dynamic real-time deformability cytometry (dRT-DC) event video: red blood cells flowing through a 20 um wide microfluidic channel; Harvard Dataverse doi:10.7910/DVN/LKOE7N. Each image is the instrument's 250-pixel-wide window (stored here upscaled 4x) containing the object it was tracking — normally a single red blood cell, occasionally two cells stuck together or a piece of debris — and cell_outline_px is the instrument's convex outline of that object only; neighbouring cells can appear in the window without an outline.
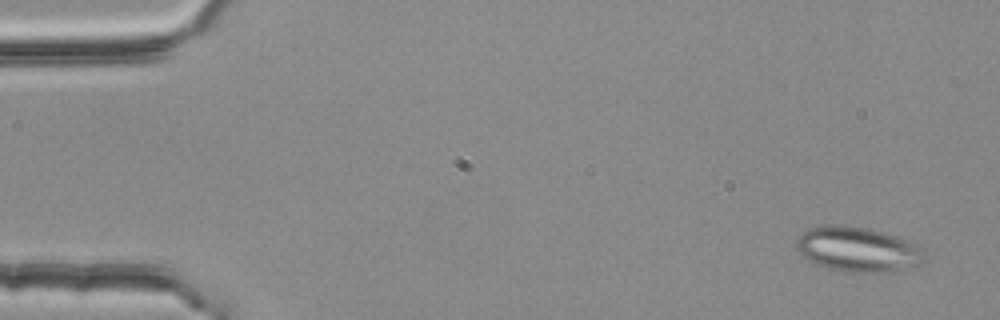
{"species": "common noctule bat (a hibernating species)", "species_latin": "Nyctalus noctula", "temperature_condition": "room temperature", "stored_images_in_passage": 53, "camera_frame_rate_fps": 3000, "um_per_image_px": 0.085, "animal": {"sex": "female", "body_mass_g": 25.1}, "frame": {"image": 1, "passage_image": 3, "time_ms": 0.667, "image_size_px": [1000, 320], "cell_outline_px": [[924, 260], [920, 264], [884, 272], [844, 272], [828, 268], [816, 264], [808, 260], [796, 248], [796, 240], [804, 232], [812, 228], [828, 224], [848, 224], [868, 228], [884, 232], [896, 236], [920, 248], [924, 252]], "centroid_in_image_um": [72.87, 21.18], "position_along_channel_um": 12.1, "area_um2": 33.18}}
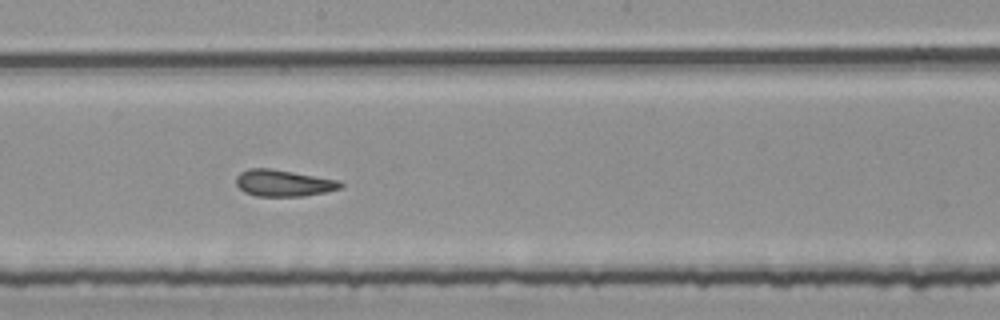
{"frame": {"image": 2, "passage_image": 30, "time_ms": 9.667, "image_size_px": [1000, 320], "cell_outline_px": [[344, 184], [340, 188], [324, 192], [304, 196], [256, 196], [244, 192], [236, 184], [236, 176], [240, 172], [248, 168], [268, 168], [340, 180]], "centroid_in_image_um": [24.07, 15.56], "position_along_channel_um": 224.1, "area_um2": 16.13}}
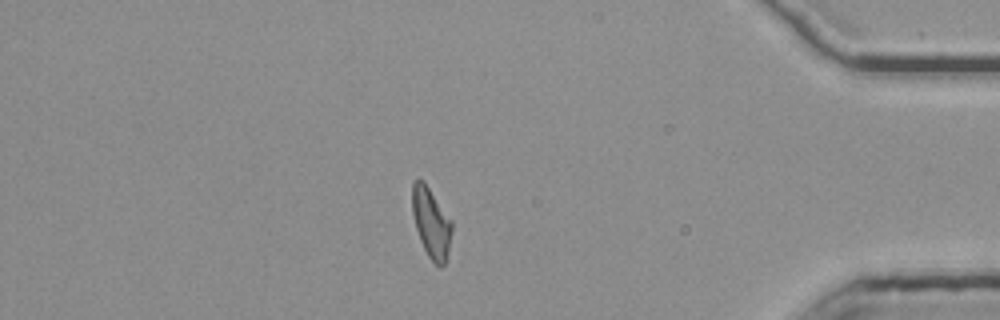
{"frame": {"image": 3, "passage_image": 47, "time_ms": 15.333, "image_size_px": [1000, 320], "cell_outline_px": [[452, 232], [444, 264], [440, 268], [428, 256], [420, 240], [416, 228], [412, 212], [412, 184], [416, 180], [424, 180], [452, 220]], "centroid_in_image_um": [36.65, 18.9], "position_along_channel_um": 398.6, "area_um2": 16.07}, "authors_computed_cell_mechanics": {"area_um2": 16.5308, "velocity_mm_per_s": 3.7823, "shape_relaxation_time_tau1_ms": null, "shape_relaxation_time_tau2_ms": 2.7843, "deformation_change_tau1": null, "deformation_change_tau2": 0.1124}}